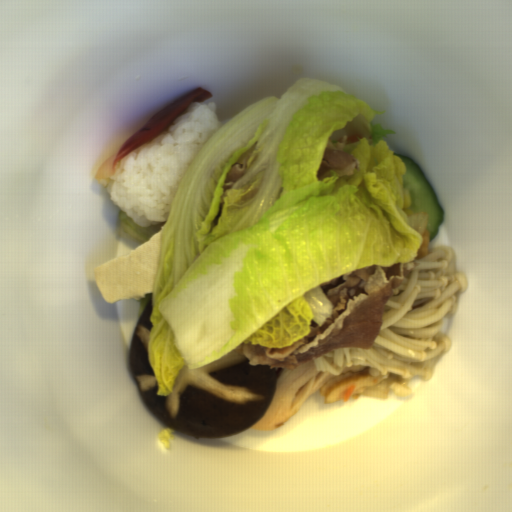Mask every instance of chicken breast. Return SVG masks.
Instances as JSON below:
<instances>
[{"instance_id":"1","label":"chicken breast","mask_w":512,"mask_h":512,"mask_svg":"<svg viewBox=\"0 0 512 512\" xmlns=\"http://www.w3.org/2000/svg\"><path fill=\"white\" fill-rule=\"evenodd\" d=\"M369 365L344 367L340 375L318 371L314 359L293 370H285L276 381V390L266 413L251 426L260 432H271L290 421L303 407L304 401L315 391L324 398L323 403L332 404L344 400L347 388L354 387L349 398L356 393H365L381 384L383 375H371Z\"/></svg>"}]
</instances>
